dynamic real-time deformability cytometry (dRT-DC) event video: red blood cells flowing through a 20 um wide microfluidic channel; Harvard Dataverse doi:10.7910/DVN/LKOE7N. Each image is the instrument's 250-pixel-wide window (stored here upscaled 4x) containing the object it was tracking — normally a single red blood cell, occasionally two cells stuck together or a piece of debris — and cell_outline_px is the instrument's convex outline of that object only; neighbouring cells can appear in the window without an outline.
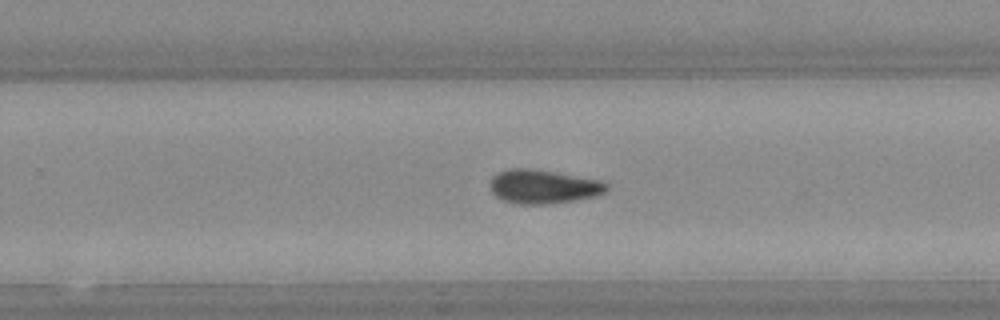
{"species": "Egyptian fruit bat (a non-hibernating species)", "species_latin": "Rousettus aegyptiacus", "temperature_condition": "warm", "stored_images_in_passage": 34, "camera_frame_rate_fps": 3000, "um_per_image_px": 0.085, "animal": {"sex": "female"}, "frame": {"image": 1, "passage_image": 25, "time_ms": 8.0, "image_size_px": [1000, 320], "cell_outline_px": [[608, 188], [604, 192], [596, 196], [572, 200], [540, 204], [520, 204], [504, 200], [496, 196], [492, 192], [492, 176], [508, 168], [528, 168], [600, 180], [608, 184]], "centroid_in_image_um": [46.18, 15.85], "position_along_channel_um": 283.6, "area_um2": 22.43}}